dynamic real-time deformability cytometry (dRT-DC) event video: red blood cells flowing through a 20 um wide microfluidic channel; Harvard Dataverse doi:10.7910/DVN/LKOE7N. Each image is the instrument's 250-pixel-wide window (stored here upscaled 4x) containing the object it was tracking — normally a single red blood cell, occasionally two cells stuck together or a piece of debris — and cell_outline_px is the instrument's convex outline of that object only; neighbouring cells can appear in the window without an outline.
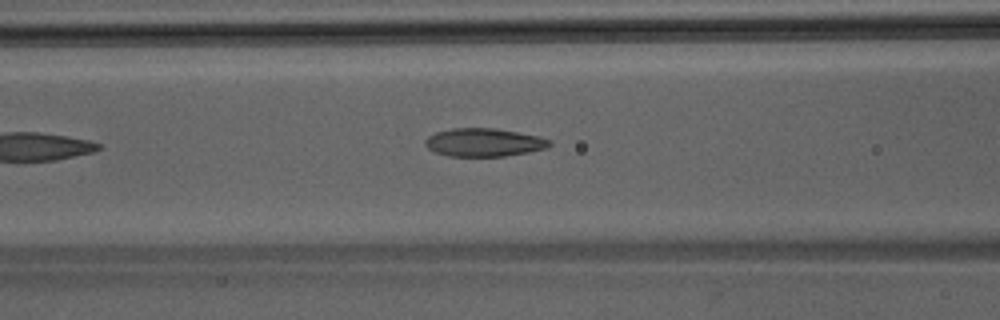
{"species": "Egyptian fruit bat (a non-hibernating species)", "species_latin": "Rousettus aegyptiacus", "temperature_condition": "room temperature", "stored_images_in_passage": 6, "camera_frame_rate_fps": 3000, "um_per_image_px": 0.085, "animal": {"sex": "male"}, "frame": {"image": 1, "passage_image": 6, "time_ms": 1.667, "image_size_px": [1000, 320], "cell_outline_px": [[552, 144], [548, 148], [528, 152], [504, 156], [448, 156], [436, 152], [428, 148], [424, 144], [424, 140], [428, 136], [436, 132], [452, 128], [496, 128], [540, 136], [552, 140]], "centroid_in_image_um": [41.16, 12.1], "position_along_channel_um": 125.4, "area_um2": 20.58}}